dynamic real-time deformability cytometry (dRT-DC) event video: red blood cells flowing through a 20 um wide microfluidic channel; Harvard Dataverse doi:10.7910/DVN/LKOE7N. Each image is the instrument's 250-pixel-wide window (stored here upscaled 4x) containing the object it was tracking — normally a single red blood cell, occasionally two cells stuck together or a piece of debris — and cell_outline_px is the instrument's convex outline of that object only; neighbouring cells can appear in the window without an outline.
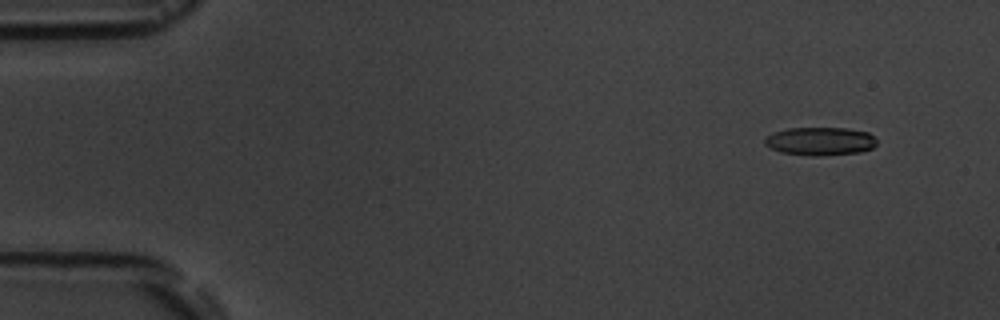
{"species": "common noctule bat (a hibernating species)", "species_latin": "Nyctalus noctula", "temperature_condition": "room temperature", "stored_images_in_passage": 5, "camera_frame_rate_fps": 3000, "um_per_image_px": 0.085, "animal": {"sex": "male", "body_mass_g": 19.5, "forearm_length_mm": 54.6}, "frame": {"image": 1, "passage_image": 1, "time_ms": 0.0, "image_size_px": [1000, 320], "cell_outline_px": [[876, 144], [872, 148], [860, 152], [820, 156], [808, 156], [780, 152], [764, 144], [764, 140], [772, 132], [788, 128], [848, 128], [868, 132], [876, 140]], "centroid_in_image_um": [69.7, 12.01], "position_along_channel_um": 15.3, "area_um2": 18.5}}
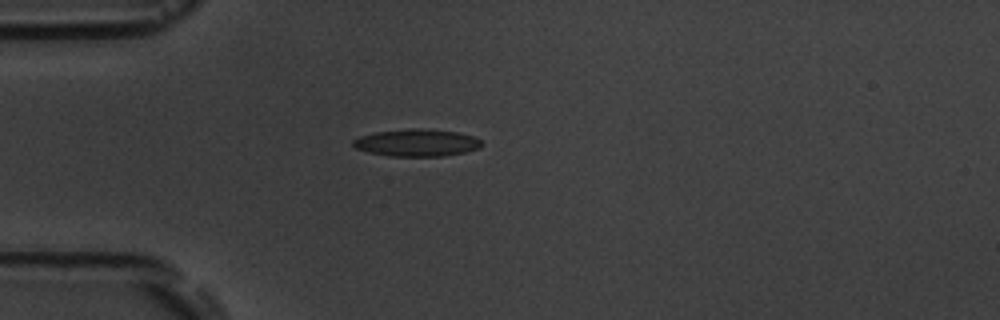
{"frame": {"image": 2, "passage_image": 4, "time_ms": 3.667, "image_size_px": [1000, 320], "cell_outline_px": [[484, 144], [480, 148], [464, 152], [444, 156], [388, 156], [368, 152], [356, 148], [352, 144], [352, 140], [360, 136], [376, 132], [408, 128], [420, 128], [456, 132], [472, 136], [480, 140]], "centroid_in_image_um": [35.42, 12.13], "position_along_channel_um": 49.6, "area_um2": 20.4}}